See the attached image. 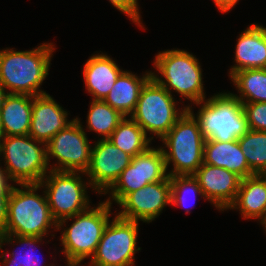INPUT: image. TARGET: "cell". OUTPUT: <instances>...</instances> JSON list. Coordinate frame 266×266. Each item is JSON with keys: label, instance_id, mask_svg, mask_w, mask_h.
I'll return each instance as SVG.
<instances>
[{"label": "cell", "instance_id": "obj_8", "mask_svg": "<svg viewBox=\"0 0 266 266\" xmlns=\"http://www.w3.org/2000/svg\"><path fill=\"white\" fill-rule=\"evenodd\" d=\"M1 161L14 184H39L50 171L46 144L29 135L5 136Z\"/></svg>", "mask_w": 266, "mask_h": 266}, {"label": "cell", "instance_id": "obj_35", "mask_svg": "<svg viewBox=\"0 0 266 266\" xmlns=\"http://www.w3.org/2000/svg\"><path fill=\"white\" fill-rule=\"evenodd\" d=\"M259 224L262 225V228L264 229L266 233V211L265 214L258 220Z\"/></svg>", "mask_w": 266, "mask_h": 266}, {"label": "cell", "instance_id": "obj_9", "mask_svg": "<svg viewBox=\"0 0 266 266\" xmlns=\"http://www.w3.org/2000/svg\"><path fill=\"white\" fill-rule=\"evenodd\" d=\"M39 184L57 223L92 206L87 190H94L85 173L50 170Z\"/></svg>", "mask_w": 266, "mask_h": 266}, {"label": "cell", "instance_id": "obj_15", "mask_svg": "<svg viewBox=\"0 0 266 266\" xmlns=\"http://www.w3.org/2000/svg\"><path fill=\"white\" fill-rule=\"evenodd\" d=\"M193 177L198 181L204 200L220 212L227 211L235 201L241 181L235 173L203 163Z\"/></svg>", "mask_w": 266, "mask_h": 266}, {"label": "cell", "instance_id": "obj_26", "mask_svg": "<svg viewBox=\"0 0 266 266\" xmlns=\"http://www.w3.org/2000/svg\"><path fill=\"white\" fill-rule=\"evenodd\" d=\"M124 117L103 100H92L86 117V127L83 130L87 129L88 132L98 134L99 139H108Z\"/></svg>", "mask_w": 266, "mask_h": 266}, {"label": "cell", "instance_id": "obj_7", "mask_svg": "<svg viewBox=\"0 0 266 266\" xmlns=\"http://www.w3.org/2000/svg\"><path fill=\"white\" fill-rule=\"evenodd\" d=\"M177 101L151 77L142 87L136 108L130 117L151 141L155 138L161 140L188 109L184 105L180 108Z\"/></svg>", "mask_w": 266, "mask_h": 266}, {"label": "cell", "instance_id": "obj_13", "mask_svg": "<svg viewBox=\"0 0 266 266\" xmlns=\"http://www.w3.org/2000/svg\"><path fill=\"white\" fill-rule=\"evenodd\" d=\"M93 143L90 164L85 175L94 192L102 196L118 180L132 157L109 139H97Z\"/></svg>", "mask_w": 266, "mask_h": 266}, {"label": "cell", "instance_id": "obj_36", "mask_svg": "<svg viewBox=\"0 0 266 266\" xmlns=\"http://www.w3.org/2000/svg\"><path fill=\"white\" fill-rule=\"evenodd\" d=\"M4 133H3V130H2V126H1V115H0V147H1V144L2 142L4 141Z\"/></svg>", "mask_w": 266, "mask_h": 266}, {"label": "cell", "instance_id": "obj_34", "mask_svg": "<svg viewBox=\"0 0 266 266\" xmlns=\"http://www.w3.org/2000/svg\"><path fill=\"white\" fill-rule=\"evenodd\" d=\"M7 92L6 90L3 88V86L0 84V110H1V107L3 106V103H4V100L7 96Z\"/></svg>", "mask_w": 266, "mask_h": 266}, {"label": "cell", "instance_id": "obj_17", "mask_svg": "<svg viewBox=\"0 0 266 266\" xmlns=\"http://www.w3.org/2000/svg\"><path fill=\"white\" fill-rule=\"evenodd\" d=\"M234 62L228 76L239 70L266 68V27L253 23L236 38Z\"/></svg>", "mask_w": 266, "mask_h": 266}, {"label": "cell", "instance_id": "obj_31", "mask_svg": "<svg viewBox=\"0 0 266 266\" xmlns=\"http://www.w3.org/2000/svg\"><path fill=\"white\" fill-rule=\"evenodd\" d=\"M11 190H0V235L4 234L7 222L8 199Z\"/></svg>", "mask_w": 266, "mask_h": 266}, {"label": "cell", "instance_id": "obj_19", "mask_svg": "<svg viewBox=\"0 0 266 266\" xmlns=\"http://www.w3.org/2000/svg\"><path fill=\"white\" fill-rule=\"evenodd\" d=\"M203 163L225 168L241 179L255 175L249 168L238 139L228 142L205 139Z\"/></svg>", "mask_w": 266, "mask_h": 266}, {"label": "cell", "instance_id": "obj_6", "mask_svg": "<svg viewBox=\"0 0 266 266\" xmlns=\"http://www.w3.org/2000/svg\"><path fill=\"white\" fill-rule=\"evenodd\" d=\"M160 141L169 176L193 175L203 164L205 138L188 109Z\"/></svg>", "mask_w": 266, "mask_h": 266}, {"label": "cell", "instance_id": "obj_33", "mask_svg": "<svg viewBox=\"0 0 266 266\" xmlns=\"http://www.w3.org/2000/svg\"><path fill=\"white\" fill-rule=\"evenodd\" d=\"M14 185V182L10 179L3 165L0 166V190H12Z\"/></svg>", "mask_w": 266, "mask_h": 266}, {"label": "cell", "instance_id": "obj_20", "mask_svg": "<svg viewBox=\"0 0 266 266\" xmlns=\"http://www.w3.org/2000/svg\"><path fill=\"white\" fill-rule=\"evenodd\" d=\"M150 78L151 70L140 76L132 71L124 70L103 101L123 116L130 117L136 108L142 87Z\"/></svg>", "mask_w": 266, "mask_h": 266}, {"label": "cell", "instance_id": "obj_29", "mask_svg": "<svg viewBox=\"0 0 266 266\" xmlns=\"http://www.w3.org/2000/svg\"><path fill=\"white\" fill-rule=\"evenodd\" d=\"M248 128L266 131V102L242 103Z\"/></svg>", "mask_w": 266, "mask_h": 266}, {"label": "cell", "instance_id": "obj_30", "mask_svg": "<svg viewBox=\"0 0 266 266\" xmlns=\"http://www.w3.org/2000/svg\"><path fill=\"white\" fill-rule=\"evenodd\" d=\"M110 4L119 10L122 14L126 15L136 26L144 29L145 26L142 22L141 10H139L138 0H108Z\"/></svg>", "mask_w": 266, "mask_h": 266}, {"label": "cell", "instance_id": "obj_24", "mask_svg": "<svg viewBox=\"0 0 266 266\" xmlns=\"http://www.w3.org/2000/svg\"><path fill=\"white\" fill-rule=\"evenodd\" d=\"M241 103L266 102V68L239 70L230 77Z\"/></svg>", "mask_w": 266, "mask_h": 266}, {"label": "cell", "instance_id": "obj_16", "mask_svg": "<svg viewBox=\"0 0 266 266\" xmlns=\"http://www.w3.org/2000/svg\"><path fill=\"white\" fill-rule=\"evenodd\" d=\"M69 112L45 93L33 96L32 118L28 135L47 144L53 136L64 129L73 119Z\"/></svg>", "mask_w": 266, "mask_h": 266}, {"label": "cell", "instance_id": "obj_23", "mask_svg": "<svg viewBox=\"0 0 266 266\" xmlns=\"http://www.w3.org/2000/svg\"><path fill=\"white\" fill-rule=\"evenodd\" d=\"M45 238L47 237H30L1 234L0 260L2 261H0V266H56L55 263H49L48 265H46L43 259L39 257V254H36V252L34 251L36 249L35 246L39 247L41 243L43 245V243L46 241ZM7 245H13L12 247L20 245V248L17 247V250L15 251H7L6 249L2 250L4 246L6 247Z\"/></svg>", "mask_w": 266, "mask_h": 266}, {"label": "cell", "instance_id": "obj_14", "mask_svg": "<svg viewBox=\"0 0 266 266\" xmlns=\"http://www.w3.org/2000/svg\"><path fill=\"white\" fill-rule=\"evenodd\" d=\"M170 176L159 182L148 183L145 187L129 193L118 205L116 214L124 219L152 223L166 206H171Z\"/></svg>", "mask_w": 266, "mask_h": 266}, {"label": "cell", "instance_id": "obj_27", "mask_svg": "<svg viewBox=\"0 0 266 266\" xmlns=\"http://www.w3.org/2000/svg\"><path fill=\"white\" fill-rule=\"evenodd\" d=\"M238 142L251 171L266 175V131L249 129Z\"/></svg>", "mask_w": 266, "mask_h": 266}, {"label": "cell", "instance_id": "obj_21", "mask_svg": "<svg viewBox=\"0 0 266 266\" xmlns=\"http://www.w3.org/2000/svg\"><path fill=\"white\" fill-rule=\"evenodd\" d=\"M229 209L240 211L244 220L258 221L266 211V175L255 174L241 179L236 199Z\"/></svg>", "mask_w": 266, "mask_h": 266}, {"label": "cell", "instance_id": "obj_10", "mask_svg": "<svg viewBox=\"0 0 266 266\" xmlns=\"http://www.w3.org/2000/svg\"><path fill=\"white\" fill-rule=\"evenodd\" d=\"M115 209L114 218L106 226L94 256L88 266H135L139 222L119 217ZM84 265V266H86Z\"/></svg>", "mask_w": 266, "mask_h": 266}, {"label": "cell", "instance_id": "obj_3", "mask_svg": "<svg viewBox=\"0 0 266 266\" xmlns=\"http://www.w3.org/2000/svg\"><path fill=\"white\" fill-rule=\"evenodd\" d=\"M201 67L193 53L178 48L165 49L154 56L155 71L151 70V77L173 96L174 92L182 97L179 99L188 100L190 104L185 105L188 108L207 98Z\"/></svg>", "mask_w": 266, "mask_h": 266}, {"label": "cell", "instance_id": "obj_4", "mask_svg": "<svg viewBox=\"0 0 266 266\" xmlns=\"http://www.w3.org/2000/svg\"><path fill=\"white\" fill-rule=\"evenodd\" d=\"M40 189V184L14 185L8 199L4 234L55 237L51 233L57 231L58 223L51 214L44 190L38 194Z\"/></svg>", "mask_w": 266, "mask_h": 266}, {"label": "cell", "instance_id": "obj_28", "mask_svg": "<svg viewBox=\"0 0 266 266\" xmlns=\"http://www.w3.org/2000/svg\"><path fill=\"white\" fill-rule=\"evenodd\" d=\"M171 184V205L185 208V212L190 214L191 209H189L191 199L190 197L196 198L197 195L204 199L202 190L198 184V181L193 177V175L186 176H170ZM197 199H194L196 201ZM191 201V200H190ZM188 203V204H187ZM194 203V202H193ZM191 206V205H190ZM191 208V207H190Z\"/></svg>", "mask_w": 266, "mask_h": 266}, {"label": "cell", "instance_id": "obj_12", "mask_svg": "<svg viewBox=\"0 0 266 266\" xmlns=\"http://www.w3.org/2000/svg\"><path fill=\"white\" fill-rule=\"evenodd\" d=\"M168 176L161 147L150 146L145 152L131 159L118 180L104 194L105 196L108 194L105 201L112 206L113 202L117 203L118 206L129 193L145 187L148 183L163 181Z\"/></svg>", "mask_w": 266, "mask_h": 266}, {"label": "cell", "instance_id": "obj_18", "mask_svg": "<svg viewBox=\"0 0 266 266\" xmlns=\"http://www.w3.org/2000/svg\"><path fill=\"white\" fill-rule=\"evenodd\" d=\"M101 52V53H100ZM113 57L102 51L92 54L83 64V81L92 100H104L124 71Z\"/></svg>", "mask_w": 266, "mask_h": 266}, {"label": "cell", "instance_id": "obj_25", "mask_svg": "<svg viewBox=\"0 0 266 266\" xmlns=\"http://www.w3.org/2000/svg\"><path fill=\"white\" fill-rule=\"evenodd\" d=\"M108 139L132 158L152 146V141L131 117H124Z\"/></svg>", "mask_w": 266, "mask_h": 266}, {"label": "cell", "instance_id": "obj_22", "mask_svg": "<svg viewBox=\"0 0 266 266\" xmlns=\"http://www.w3.org/2000/svg\"><path fill=\"white\" fill-rule=\"evenodd\" d=\"M33 96L7 94L0 110L5 136L28 135L31 124Z\"/></svg>", "mask_w": 266, "mask_h": 266}, {"label": "cell", "instance_id": "obj_11", "mask_svg": "<svg viewBox=\"0 0 266 266\" xmlns=\"http://www.w3.org/2000/svg\"><path fill=\"white\" fill-rule=\"evenodd\" d=\"M79 117H75L46 144L47 163L52 171L82 172L89 167L92 143ZM56 159L50 164V159Z\"/></svg>", "mask_w": 266, "mask_h": 266}, {"label": "cell", "instance_id": "obj_5", "mask_svg": "<svg viewBox=\"0 0 266 266\" xmlns=\"http://www.w3.org/2000/svg\"><path fill=\"white\" fill-rule=\"evenodd\" d=\"M192 106H199L197 113ZM188 110L198 120L205 139L233 141L249 130L242 103L230 91H219Z\"/></svg>", "mask_w": 266, "mask_h": 266}, {"label": "cell", "instance_id": "obj_1", "mask_svg": "<svg viewBox=\"0 0 266 266\" xmlns=\"http://www.w3.org/2000/svg\"><path fill=\"white\" fill-rule=\"evenodd\" d=\"M37 46L25 51L0 49V84L7 93L31 96L47 93L41 86L49 75L56 46L53 42Z\"/></svg>", "mask_w": 266, "mask_h": 266}, {"label": "cell", "instance_id": "obj_2", "mask_svg": "<svg viewBox=\"0 0 266 266\" xmlns=\"http://www.w3.org/2000/svg\"><path fill=\"white\" fill-rule=\"evenodd\" d=\"M111 209H113L112 205L104 199L86 211L58 222L57 232L61 230L59 242L62 246L59 252L65 257V266H84V260L94 256L113 215ZM69 220H74L68 225L70 227L66 224Z\"/></svg>", "mask_w": 266, "mask_h": 266}, {"label": "cell", "instance_id": "obj_32", "mask_svg": "<svg viewBox=\"0 0 266 266\" xmlns=\"http://www.w3.org/2000/svg\"><path fill=\"white\" fill-rule=\"evenodd\" d=\"M213 3L223 14L230 12L239 3V0H213Z\"/></svg>", "mask_w": 266, "mask_h": 266}]
</instances>
